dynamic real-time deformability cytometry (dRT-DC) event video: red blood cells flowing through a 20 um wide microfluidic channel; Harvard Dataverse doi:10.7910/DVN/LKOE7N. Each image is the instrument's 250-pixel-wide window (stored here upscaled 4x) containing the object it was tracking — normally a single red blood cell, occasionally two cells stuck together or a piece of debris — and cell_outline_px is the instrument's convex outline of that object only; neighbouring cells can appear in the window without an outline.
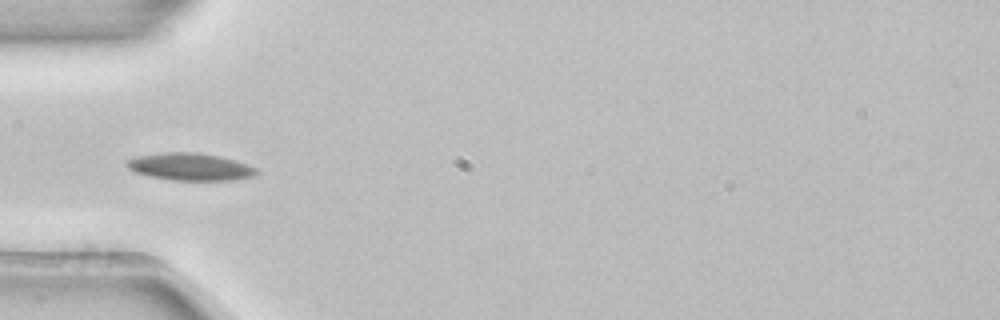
{"species": "common noctule bat (a hibernating species)", "species_latin": "Nyctalus noctula", "temperature_condition": "room temperature", "stored_images_in_passage": 4, "camera_frame_rate_fps": 3000, "um_per_image_px": 0.085, "animal": {"sex": "female", "body_mass_g": 22.7, "forearm_length_mm": 54.2}, "frame": {"image": 1, "passage_image": 4, "time_ms": 1.0, "image_size_px": [1000, 320], "cell_outline_px": [[260, 172], [256, 176], [236, 180], [172, 180], [148, 176], [136, 172], [128, 168], [124, 164], [128, 160], [136, 156], [164, 152], [196, 152], [220, 156], [236, 160], [256, 168]], "centroid_in_image_um": [16.19, 14.17], "position_along_channel_um": 68.8, "area_um2": 20.87}}